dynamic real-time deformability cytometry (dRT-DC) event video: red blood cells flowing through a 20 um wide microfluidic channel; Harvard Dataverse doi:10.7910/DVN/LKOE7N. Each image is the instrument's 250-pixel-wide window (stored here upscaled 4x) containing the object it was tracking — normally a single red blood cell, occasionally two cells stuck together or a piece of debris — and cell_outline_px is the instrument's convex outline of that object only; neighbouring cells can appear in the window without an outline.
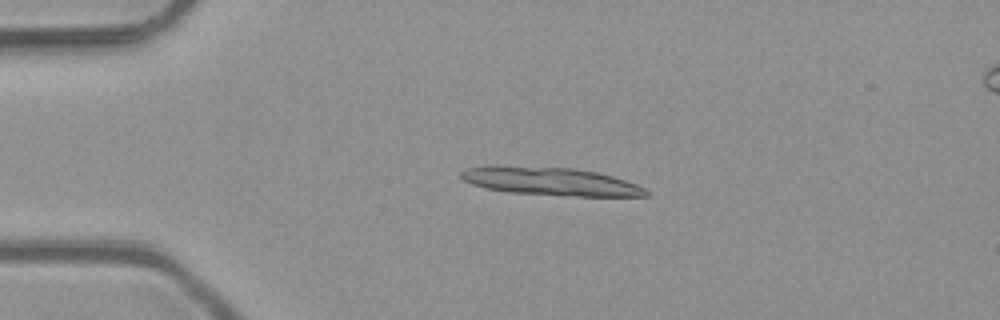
{"species": "common noctule bat (a hibernating species)", "species_latin": "Nyctalus noctula", "temperature_condition": "room temperature", "stored_images_in_passage": 17, "camera_frame_rate_fps": 3000, "um_per_image_px": 0.085, "animal": {"sex": "male", "body_mass_g": 23.1, "forearm_length_mm": 52.7}, "frame": {"image": 1, "passage_image": 10, "time_ms": 3.0, "image_size_px": [1000, 320], "cell_outline_px": [[648, 196], [580, 196], [512, 192], [484, 188], [472, 184], [464, 180], [460, 176], [460, 172], [468, 168], [488, 164], [500, 164], [572, 168], [596, 172], [612, 176], [636, 184], [644, 188], [648, 192]], "centroid_in_image_um": [46.72, 15.38], "position_along_channel_um": 38.3, "area_um2": 30.4}}